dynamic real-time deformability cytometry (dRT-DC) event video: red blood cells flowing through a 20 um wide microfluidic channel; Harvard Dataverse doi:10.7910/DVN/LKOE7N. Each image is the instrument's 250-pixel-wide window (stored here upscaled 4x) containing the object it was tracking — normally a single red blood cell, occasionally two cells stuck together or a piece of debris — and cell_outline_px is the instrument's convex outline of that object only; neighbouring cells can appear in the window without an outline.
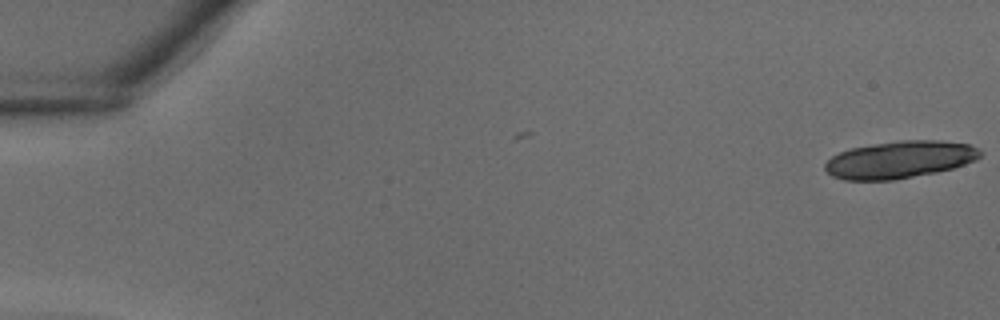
{"species": "common noctule bat (a hibernating species)", "species_latin": "Nyctalus noctula", "temperature_condition": "warm", "stored_images_in_passage": 2, "camera_frame_rate_fps": 3000, "um_per_image_px": 0.085, "animal": {"sex": "male", "body_mass_g": 18.8}, "frame": {"image": 1, "passage_image": 2, "time_ms": 0.333, "image_size_px": [1000, 320], "cell_outline_px": [[980, 156], [976, 160], [952, 168], [936, 172], [892, 180], [844, 180], [832, 176], [824, 168], [824, 164], [832, 156], [840, 152], [852, 148], [900, 140], [940, 140], [968, 144], [980, 148]], "centroid_in_image_um": [76.48, 13.57], "position_along_channel_um": 8.5, "area_um2": 33.47}}